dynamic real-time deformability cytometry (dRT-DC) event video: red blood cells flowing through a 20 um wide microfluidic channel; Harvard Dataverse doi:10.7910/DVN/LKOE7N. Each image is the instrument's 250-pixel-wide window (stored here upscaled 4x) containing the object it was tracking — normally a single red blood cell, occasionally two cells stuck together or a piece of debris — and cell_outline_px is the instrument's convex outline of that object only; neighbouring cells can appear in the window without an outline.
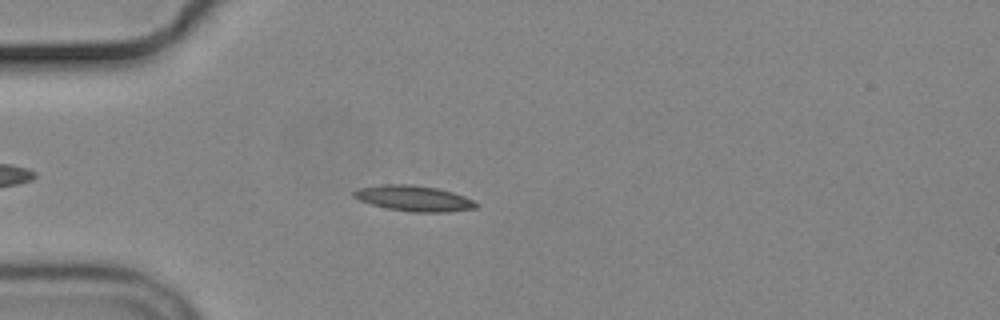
{"species": "common noctule bat (a hibernating species)", "species_latin": "Nyctalus noctula", "temperature_condition": "cold", "stored_images_in_passage": 6, "camera_frame_rate_fps": 3000, "um_per_image_px": 0.085, "animal": {"sex": "male", "body_mass_g": 19.2, "forearm_length_mm": 51.8}, "frame": {"image": 1, "passage_image": 5, "time_ms": 4.667, "image_size_px": [1000, 320], "cell_outline_px": [[480, 204], [476, 208], [448, 212], [412, 212], [388, 208], [372, 204], [360, 200], [352, 196], [352, 192], [356, 188], [384, 184], [412, 184], [440, 188], [464, 196]], "centroid_in_image_um": [35.18, 16.85], "position_along_channel_um": 49.8, "area_um2": 18.38}}